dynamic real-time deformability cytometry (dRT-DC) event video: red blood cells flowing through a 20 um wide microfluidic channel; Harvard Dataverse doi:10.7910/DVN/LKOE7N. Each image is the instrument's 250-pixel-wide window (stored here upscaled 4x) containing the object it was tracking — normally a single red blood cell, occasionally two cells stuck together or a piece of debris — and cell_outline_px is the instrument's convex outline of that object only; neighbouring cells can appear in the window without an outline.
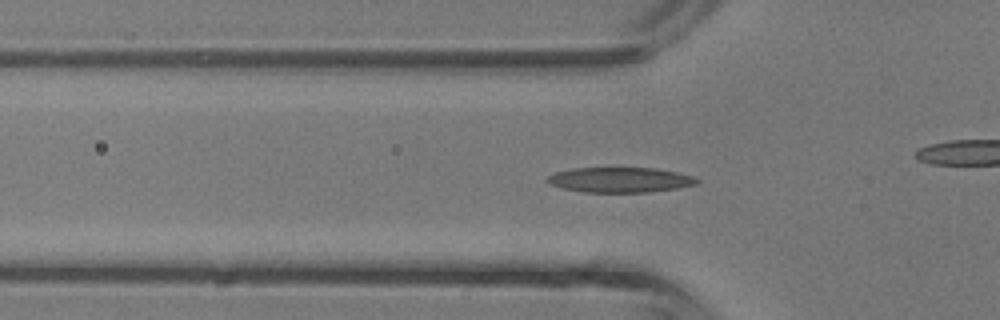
{"species": "common noctule bat (a hibernating species)", "species_latin": "Nyctalus noctula", "temperature_condition": "room temperature", "stored_images_in_passage": 43, "camera_frame_rate_fps": 3000, "um_per_image_px": 0.085, "animal": {"sex": "male", "body_mass_g": 13.3}, "frame": {"image": 1, "passage_image": 14, "time_ms": 4.333, "image_size_px": [1000, 320], "cell_outline_px": [[700, 180], [696, 184], [676, 188], [648, 192], [584, 192], [560, 188], [544, 180], [548, 176], [556, 172], [576, 168], [656, 168], [676, 172], [692, 176]], "centroid_in_image_um": [52.68, 15.29], "position_along_channel_um": 73.1, "area_um2": 21.73}}
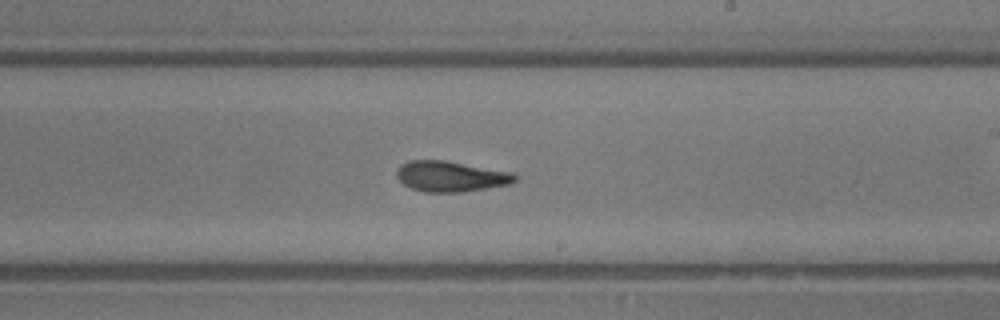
{"frame": {"image": 2, "passage_image": 25, "time_ms": 8.0, "image_size_px": [1000, 320], "cell_outline_px": [[516, 180], [508, 184], [464, 192], [424, 192], [412, 188], [404, 184], [396, 176], [396, 172], [400, 164], [412, 160], [444, 160], [516, 172]], "centroid_in_image_um": [38.33, 14.98], "position_along_channel_um": 250.7, "area_um2": 21.15}}
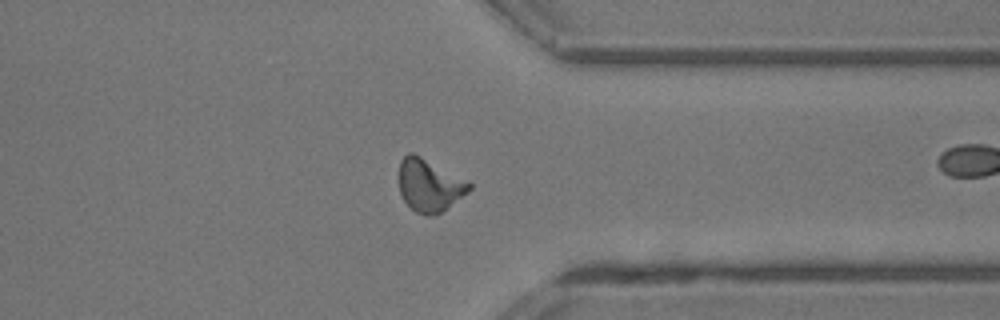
{"frame": {"image": 3, "passage_image": 33, "time_ms": 10.667, "image_size_px": [1000, 320], "cell_outline_px": [[472, 188], [468, 192], [436, 216], [424, 216], [416, 212], [404, 200], [400, 192], [400, 160], [408, 152], [412, 152], [420, 156], [472, 184]], "centroid_in_image_um": [36.48, 15.78], "position_along_channel_um": 374.9, "area_um2": 21.1}, "authors_computed_cell_mechanics": {"area_um2": 20.6924, "velocity_mm_per_s": 4.8281, "shape_relaxation_time_tau1_ms": 4.0029, "shape_relaxation_time_tau2_ms": 2.8641, "deformation_change_tau1": 0.1797, "deformation_change_tau2": 0.1229}}